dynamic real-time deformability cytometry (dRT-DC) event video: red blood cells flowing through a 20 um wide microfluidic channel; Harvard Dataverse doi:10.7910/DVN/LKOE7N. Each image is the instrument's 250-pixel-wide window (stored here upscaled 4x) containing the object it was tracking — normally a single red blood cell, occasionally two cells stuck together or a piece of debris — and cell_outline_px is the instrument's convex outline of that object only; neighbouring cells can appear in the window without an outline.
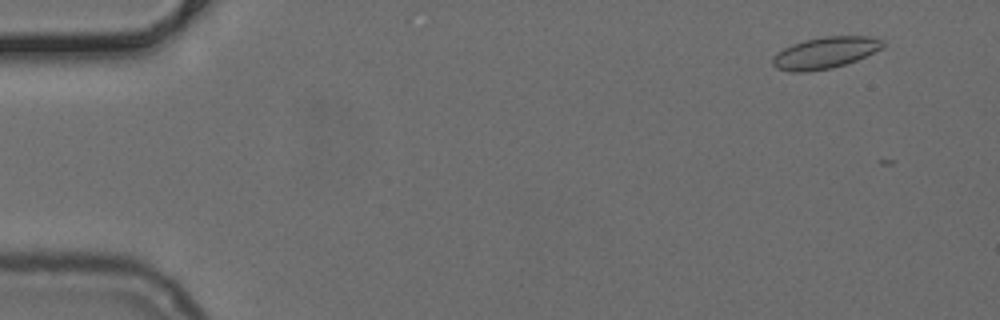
{"species": "common noctule bat (a hibernating species)", "species_latin": "Nyctalus noctula", "temperature_condition": "cold", "stored_images_in_passage": 11, "camera_frame_rate_fps": 3000, "um_per_image_px": 0.085, "animal": {"sex": "female", "body_mass_g": 24.6, "forearm_length_mm": 56.2}, "frame": {"image": 1, "passage_image": 4, "time_ms": 1.0, "image_size_px": [1000, 320], "cell_outline_px": [[884, 48], [856, 60], [832, 68], [808, 72], [792, 72], [776, 68], [772, 64], [772, 56], [776, 52], [792, 44], [804, 40], [824, 36], [868, 36], [884, 40]], "centroid_in_image_um": [70.12, 4.48], "position_along_channel_um": 14.9, "area_um2": 20.4}}